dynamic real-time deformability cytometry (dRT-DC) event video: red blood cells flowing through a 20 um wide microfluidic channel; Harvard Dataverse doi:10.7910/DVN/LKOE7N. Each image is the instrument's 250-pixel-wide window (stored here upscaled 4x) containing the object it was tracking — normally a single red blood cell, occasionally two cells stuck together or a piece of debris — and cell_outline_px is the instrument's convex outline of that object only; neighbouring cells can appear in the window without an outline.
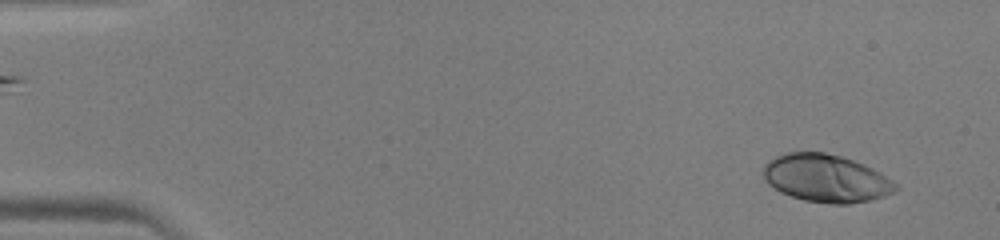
{"species": "human", "species_latin": "Homo sapiens", "temperature_condition": "warm", "stored_images_in_passage": 47, "camera_frame_rate_fps": 3000, "um_per_image_px": 0.085, "donor": {"sex": "male"}, "frame": {"image": 1, "passage_image": 3, "time_ms": 0.667, "image_size_px": [1000, 240], "cell_outline_px": [[900, 188], [896, 192], [884, 196], [868, 200], [848, 204], [832, 204], [804, 200], [780, 192], [768, 184], [764, 180], [764, 164], [768, 160], [784, 152], [824, 152], [840, 156], [864, 164], [880, 172], [900, 184]], "centroid_in_image_um": [70.24, 15.15], "position_along_channel_um": 14.8, "area_um2": 37.05}}
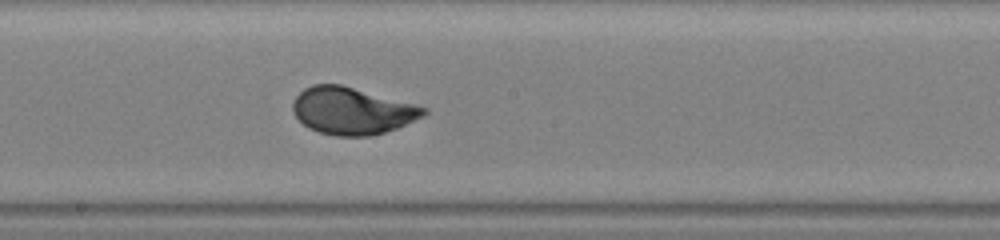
{"frame": {"image": 2, "passage_image": 26, "time_ms": 8.333, "image_size_px": [1000, 240], "cell_outline_px": [[428, 112], [424, 116], [396, 128], [384, 132], [368, 136], [336, 136], [320, 132], [308, 128], [292, 112], [292, 104], [296, 96], [304, 88], [312, 84], [340, 84], [428, 108]], "centroid_in_image_um": [29.9, 9.42], "position_along_channel_um": 218.3, "area_um2": 35.6}}
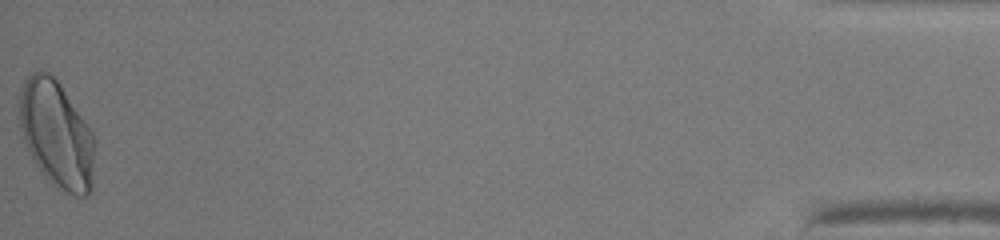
{"frame": {"image": 3, "passage_image": 47, "time_ms": 15.333, "image_size_px": [1000, 240], "cell_outline_px": [[96, 144], [92, 192], [84, 196], [76, 196], [52, 184], [44, 176], [28, 152], [20, 128], [16, 100], [20, 88], [24, 80], [32, 72], [48, 72], [60, 84], [92, 128], [96, 136]], "centroid_in_image_um": [4.82, 11.4], "position_along_channel_um": 430.4, "area_um2": 48.15}}